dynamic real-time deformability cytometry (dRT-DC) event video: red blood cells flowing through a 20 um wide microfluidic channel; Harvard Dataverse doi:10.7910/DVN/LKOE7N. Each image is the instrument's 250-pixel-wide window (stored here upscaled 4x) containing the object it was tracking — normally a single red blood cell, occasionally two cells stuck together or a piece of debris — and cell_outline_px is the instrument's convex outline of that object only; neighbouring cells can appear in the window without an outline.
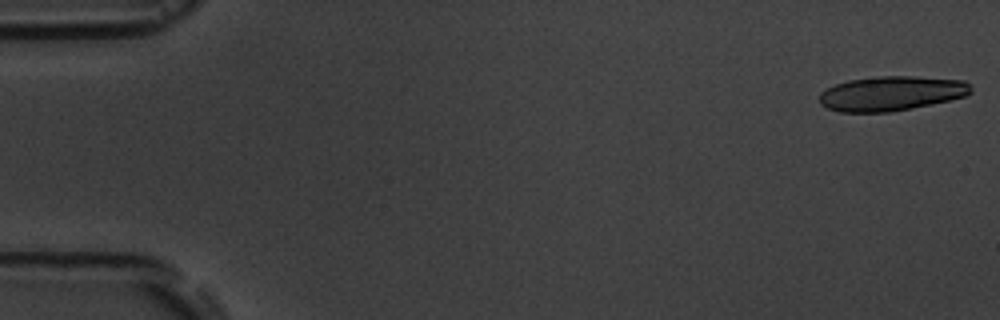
{"species": "common noctule bat (a hibernating species)", "species_latin": "Nyctalus noctula", "temperature_condition": "room temperature", "stored_images_in_passage": 4, "camera_frame_rate_fps": 3000, "um_per_image_px": 0.085, "animal": {"sex": "male", "body_mass_g": 19.5, "forearm_length_mm": 54.6}, "frame": {"image": 1, "passage_image": 1, "time_ms": 0.0, "image_size_px": [1000, 320], "cell_outline_px": [[972, 92], [964, 96], [948, 100], [892, 112], [840, 112], [828, 108], [820, 104], [820, 92], [836, 84], [848, 80], [880, 76], [912, 76], [964, 80], [972, 88]], "centroid_in_image_um": [75.75, 7.94], "position_along_channel_um": 9.3, "area_um2": 30.35}}